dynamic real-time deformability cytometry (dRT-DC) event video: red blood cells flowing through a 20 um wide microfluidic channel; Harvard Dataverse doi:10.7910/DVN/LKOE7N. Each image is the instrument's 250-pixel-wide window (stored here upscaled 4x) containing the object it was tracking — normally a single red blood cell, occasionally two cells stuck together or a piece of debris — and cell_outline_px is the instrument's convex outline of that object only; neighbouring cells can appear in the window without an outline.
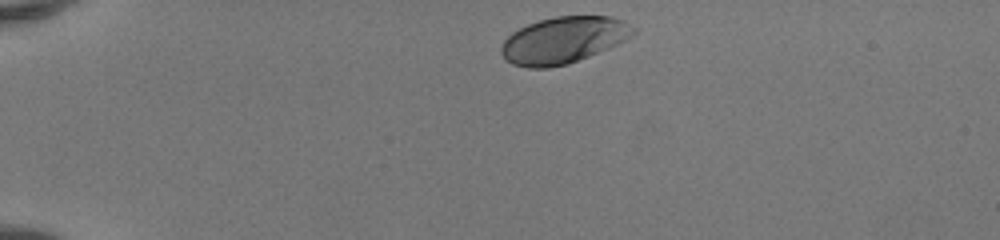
{"species": "human", "species_latin": "Homo sapiens", "temperature_condition": "room temperature", "stored_images_in_passage": 35, "camera_frame_rate_fps": 3000, "um_per_image_px": 0.085, "donor": {"sex": "female"}, "frame": {"image": 1, "passage_image": 1, "time_ms": 0.0, "image_size_px": [1000, 240], "cell_outline_px": [[636, 32], [632, 36], [608, 48], [568, 64], [548, 68], [528, 68], [512, 64], [500, 52], [500, 48], [504, 40], [512, 32], [528, 24], [540, 20], [556, 16], [612, 16], [624, 20], [636, 28]], "centroid_in_image_um": [47.9, 3.4], "position_along_channel_um": 37.1, "area_um2": 35.78}}
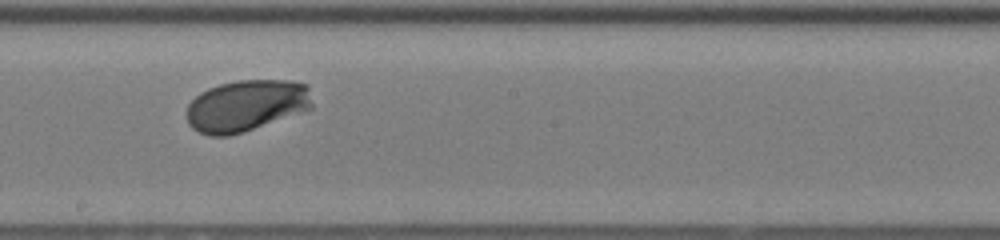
{"frame": {"image": 2, "passage_image": 20, "time_ms": 6.333, "image_size_px": [1000, 240], "cell_outline_px": [[312, 108], [244, 132], [228, 136], [208, 136], [192, 128], [188, 124], [188, 104], [200, 92], [208, 88], [220, 84], [240, 80], [288, 80], [308, 84], [312, 104]], "centroid_in_image_um": [20.93, 8.97], "position_along_channel_um": 227.3, "area_um2": 37.69}}
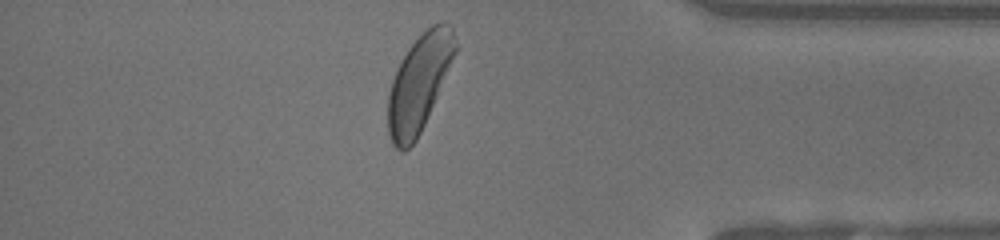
{"frame": {"image": 3, "passage_image": 34, "time_ms": 11.0, "image_size_px": [1000, 240], "cell_outline_px": [[456, 52], [424, 124], [416, 140], [404, 152], [400, 152], [392, 144], [388, 136], [388, 96], [392, 80], [408, 48], [432, 24], [452, 24], [456, 44]], "centroid_in_image_um": [35.6, 7.11], "position_along_channel_um": 399.6, "area_um2": 36.99}, "authors_computed_cell_mechanics": {"area_um2": 36.7608, "velocity_mm_per_s": 4.0905, "shape_relaxation_time_tau1_ms": 1.4036, "shape_relaxation_time_tau2_ms": null, "deformation_change_tau1": 0.118, "deformation_change_tau2": null}}